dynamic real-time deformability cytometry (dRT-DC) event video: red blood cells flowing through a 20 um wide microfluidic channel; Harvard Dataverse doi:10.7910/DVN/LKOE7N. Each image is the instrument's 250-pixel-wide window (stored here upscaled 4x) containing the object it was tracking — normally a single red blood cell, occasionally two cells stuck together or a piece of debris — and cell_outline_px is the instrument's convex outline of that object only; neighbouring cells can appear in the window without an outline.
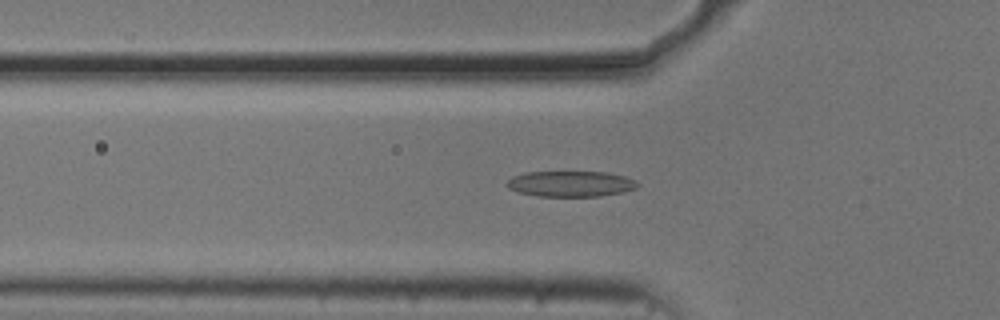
{"species": "common noctule bat (a hibernating species)", "species_latin": "Nyctalus noctula", "temperature_condition": "cold", "stored_images_in_passage": 38, "camera_frame_rate_fps": 3000, "um_per_image_px": 0.085, "animal": {"sex": "male", "body_mass_g": 20.5, "forearm_length_mm": 52.5}, "frame": {"image": 1, "passage_image": 7, "time_ms": 2.0, "image_size_px": [1000, 320], "cell_outline_px": [[640, 184], [636, 188], [624, 192], [600, 196], [536, 196], [520, 192], [508, 188], [504, 184], [512, 176], [524, 172], [608, 172], [624, 176], [636, 180]], "centroid_in_image_um": [48.51, 15.62], "position_along_channel_um": 77.3, "area_um2": 19.71}}
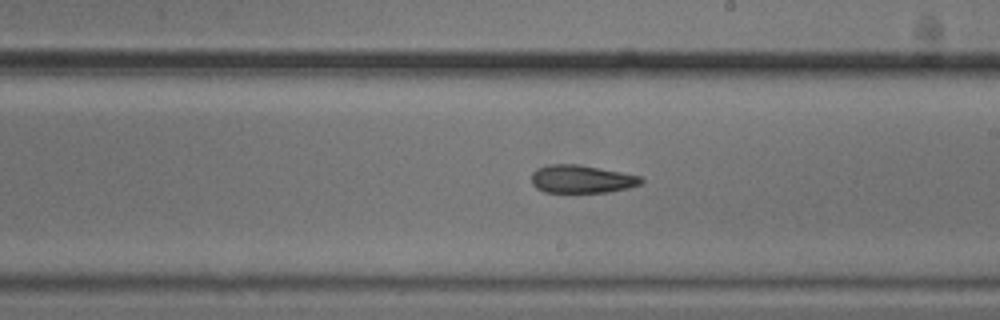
{"frame": {"image": 2, "passage_image": 20, "time_ms": 6.333, "image_size_px": [1000, 320], "cell_outline_px": [[644, 180], [640, 184], [628, 188], [608, 192], [544, 192], [536, 188], [532, 184], [532, 172], [536, 168], [548, 164], [576, 164], [620, 172], [640, 176]], "centroid_in_image_um": [49.4, 15.22], "position_along_channel_um": 239.6, "area_um2": 17.8}}
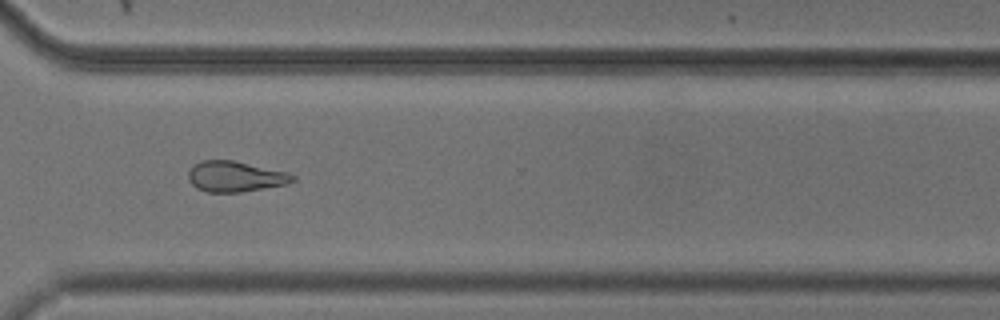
{"frame": {"image": 3, "passage_image": 29, "time_ms": 9.333, "image_size_px": [1000, 320], "cell_outline_px": [[296, 180], [288, 184], [240, 192], [208, 192], [196, 188], [188, 180], [188, 168], [192, 164], [200, 160], [232, 160], [288, 172], [296, 176]], "centroid_in_image_um": [19.97, 14.99], "position_along_channel_um": 350.6, "area_um2": 18.84}, "authors_computed_cell_mechanics": {"area_um2": 19.1896, "velocity_mm_per_s": 3.7173, "shape_relaxation_time_tau1_ms": 7.4787, "shape_relaxation_time_tau2_ms": 10.6206, "deformation_change_tau1": 0.171, "deformation_change_tau2": 0.2246}}